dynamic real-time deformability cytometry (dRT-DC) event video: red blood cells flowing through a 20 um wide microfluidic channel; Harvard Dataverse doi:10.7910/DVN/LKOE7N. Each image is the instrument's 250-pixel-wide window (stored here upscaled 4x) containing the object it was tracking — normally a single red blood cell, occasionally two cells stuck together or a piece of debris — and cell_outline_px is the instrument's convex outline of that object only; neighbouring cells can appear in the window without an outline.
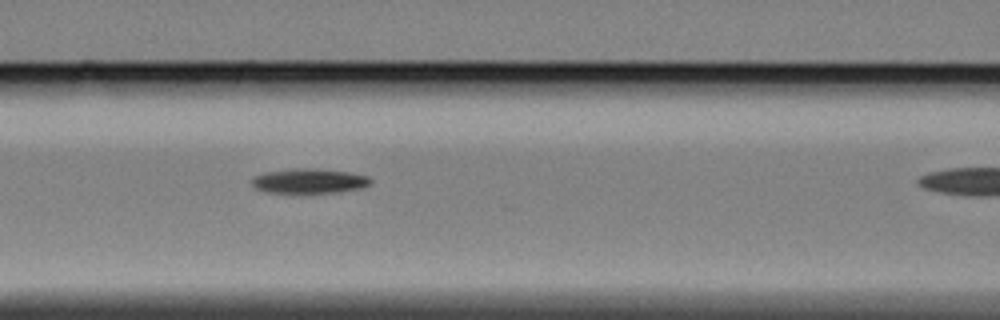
{"species": "Egyptian fruit bat (a non-hibernating species)", "species_latin": "Rousettus aegyptiacus", "temperature_condition": "cold", "stored_images_in_passage": 10, "camera_frame_rate_fps": 3000, "um_per_image_px": 0.085, "animal": {"sex": "female"}, "frame": {"image": 1, "passage_image": 9, "time_ms": 2.667, "image_size_px": [1000, 320], "cell_outline_px": [[372, 184], [360, 188], [332, 192], [268, 192], [256, 188], [252, 184], [252, 180], [256, 176], [264, 172], [296, 168], [316, 168], [348, 172], [368, 176], [372, 180]], "centroid_in_image_um": [26.31, 15.36], "position_along_channel_um": 140.3, "area_um2": 16.82}}